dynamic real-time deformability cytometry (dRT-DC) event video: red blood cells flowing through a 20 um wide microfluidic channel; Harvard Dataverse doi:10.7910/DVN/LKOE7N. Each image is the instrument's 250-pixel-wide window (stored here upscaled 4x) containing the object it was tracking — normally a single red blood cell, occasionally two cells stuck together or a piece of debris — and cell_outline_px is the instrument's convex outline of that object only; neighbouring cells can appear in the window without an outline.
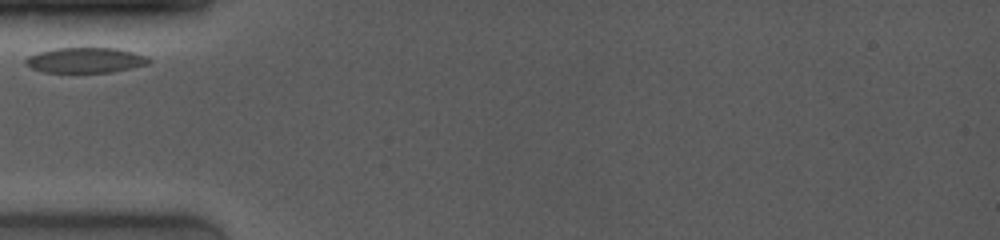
{"species": "common noctule bat (a hibernating species)", "species_latin": "Nyctalus noctula", "temperature_condition": "room temperature", "stored_images_in_passage": 4, "camera_frame_rate_fps": 4000, "um_per_image_px": 0.085, "animal": {"sex": "female", "body_mass_g": 19.0, "forearm_length_mm": 53.3}, "frame": {"image": 1, "passage_image": 1, "time_ms": 0.0, "image_size_px": [1000, 240], "cell_outline_px": [[152, 60], [148, 64], [132, 68], [112, 72], [44, 72], [32, 68], [24, 64], [24, 60], [28, 56], [40, 52], [56, 48], [116, 48], [132, 52], [144, 56]], "centroid_in_image_um": [7.25, 5.12], "position_along_channel_um": 77.8, "area_um2": 18.03}}